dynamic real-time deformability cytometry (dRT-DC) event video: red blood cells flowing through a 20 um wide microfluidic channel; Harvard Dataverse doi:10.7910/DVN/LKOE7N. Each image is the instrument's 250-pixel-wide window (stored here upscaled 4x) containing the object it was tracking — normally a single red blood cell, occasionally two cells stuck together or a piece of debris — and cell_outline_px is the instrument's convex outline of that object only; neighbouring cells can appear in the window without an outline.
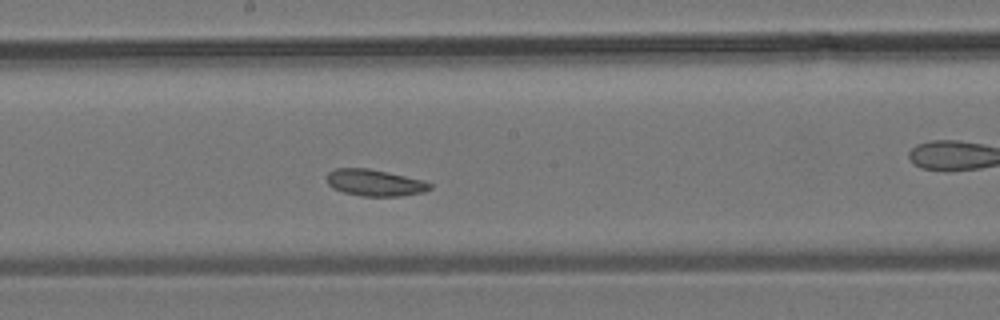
{"species": "common noctule bat (a hibernating species)", "species_latin": "Nyctalus noctula", "temperature_condition": "room temperature", "stored_images_in_passage": 37, "camera_frame_rate_fps": 3000, "um_per_image_px": 0.085, "animal": {"sex": "male", "body_mass_g": 19.2, "forearm_length_mm": 51.8}, "frame": {"image": 1, "passage_image": 16, "time_ms": 5.0, "image_size_px": [1000, 320], "cell_outline_px": [[432, 188], [424, 192], [400, 196], [360, 196], [344, 192], [332, 188], [328, 184], [328, 172], [336, 168], [368, 168], [424, 180], [432, 184]], "centroid_in_image_um": [31.87, 15.53], "position_along_channel_um": 216.3, "area_um2": 15.95}}